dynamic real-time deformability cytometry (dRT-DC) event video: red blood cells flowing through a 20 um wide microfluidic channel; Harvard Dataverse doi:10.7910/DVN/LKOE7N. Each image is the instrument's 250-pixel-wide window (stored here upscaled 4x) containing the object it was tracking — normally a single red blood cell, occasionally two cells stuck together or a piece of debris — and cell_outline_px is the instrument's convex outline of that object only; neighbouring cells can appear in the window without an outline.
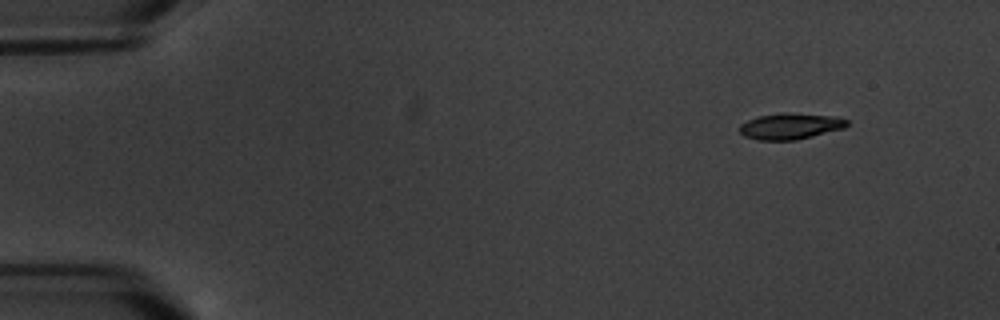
{"species": "common noctule bat (a hibernating species)", "species_latin": "Nyctalus noctula", "temperature_condition": "warm", "stored_images_in_passage": 8, "camera_frame_rate_fps": 3000, "um_per_image_px": 0.085, "animal": {"sex": "male", "body_mass_g": 20.1, "forearm_length_mm": 53.5}, "frame": {"image": 1, "passage_image": 1, "time_ms": 0.0, "image_size_px": [1000, 320], "cell_outline_px": [[848, 124], [844, 128], [796, 140], [756, 140], [744, 136], [740, 132], [740, 124], [748, 120], [760, 116], [784, 112], [788, 112], [836, 116], [848, 120]], "centroid_in_image_um": [67.18, 10.72], "position_along_channel_um": 17.8, "area_um2": 16.36}}
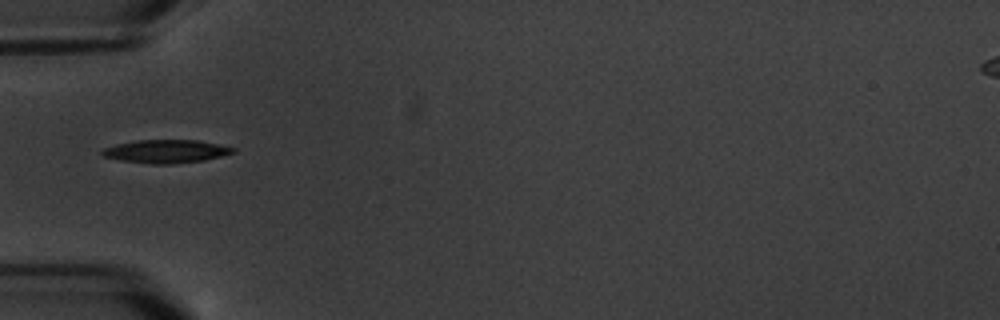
{"frame": {"image": 2, "passage_image": 5, "time_ms": 4.667, "image_size_px": [1000, 320], "cell_outline_px": [[236, 152], [204, 160], [172, 164], [152, 164], [120, 160], [104, 156], [100, 152], [104, 148], [116, 144], [136, 140], [196, 140], [220, 144], [236, 148]], "centroid_in_image_um": [14.13, 12.86], "position_along_channel_um": 70.9, "area_um2": 17.69}}
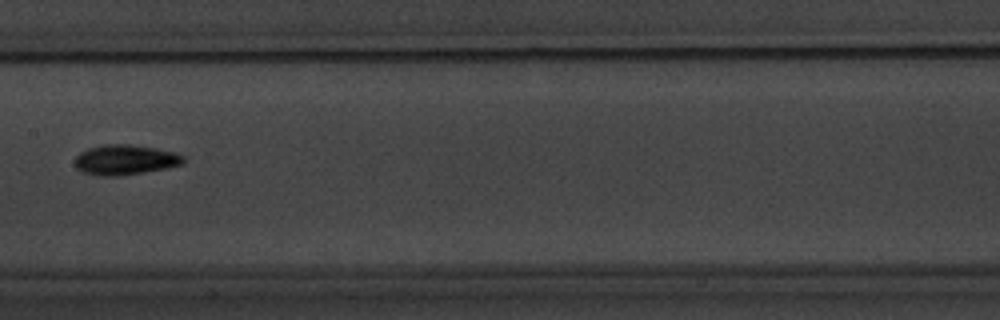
{"frame": {"image": 3, "passage_image": 8, "time_ms": 8.333, "image_size_px": [1000, 320], "cell_outline_px": [[184, 160], [180, 164], [164, 168], [144, 172], [116, 176], [96, 176], [80, 172], [76, 168], [76, 156], [80, 152], [88, 148], [104, 144], [128, 144], [156, 148], [172, 152], [184, 156]], "centroid_in_image_um": [10.57, 13.58], "position_along_channel_um": 196.8, "area_um2": 18.9}}